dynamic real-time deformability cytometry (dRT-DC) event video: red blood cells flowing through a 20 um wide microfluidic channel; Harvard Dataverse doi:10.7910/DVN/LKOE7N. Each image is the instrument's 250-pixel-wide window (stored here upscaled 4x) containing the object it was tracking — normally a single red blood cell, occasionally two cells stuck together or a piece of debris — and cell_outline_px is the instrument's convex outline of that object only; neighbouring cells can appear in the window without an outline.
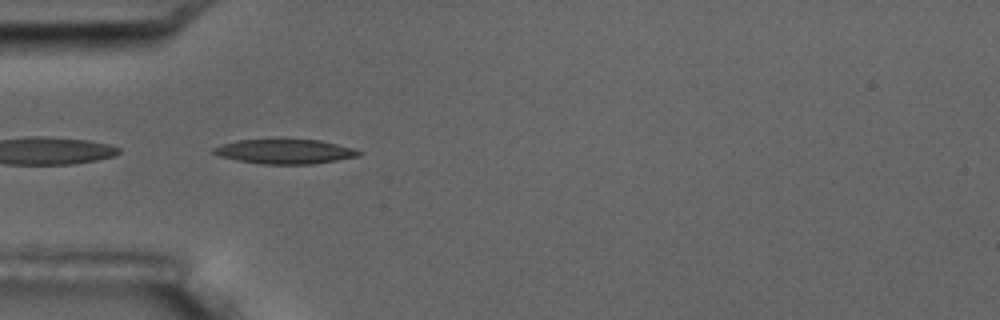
{"species": "common noctule bat (a hibernating species)", "species_latin": "Nyctalus noctula", "temperature_condition": "room temperature", "stored_images_in_passage": 6, "camera_frame_rate_fps": 3000, "um_per_image_px": 0.085, "animal": {"sex": "male", "body_mass_g": 17.5, "forearm_length_mm": 52.3}, "frame": {"image": 1, "passage_image": 5, "time_ms": 4.667, "image_size_px": [1000, 320], "cell_outline_px": [[364, 152], [360, 156], [312, 164], [264, 164], [236, 160], [220, 156], [212, 152], [212, 148], [220, 144], [236, 140], [320, 140], [352, 148]], "centroid_in_image_um": [24.2, 12.88], "position_along_channel_um": 60.8, "area_um2": 20.63}}